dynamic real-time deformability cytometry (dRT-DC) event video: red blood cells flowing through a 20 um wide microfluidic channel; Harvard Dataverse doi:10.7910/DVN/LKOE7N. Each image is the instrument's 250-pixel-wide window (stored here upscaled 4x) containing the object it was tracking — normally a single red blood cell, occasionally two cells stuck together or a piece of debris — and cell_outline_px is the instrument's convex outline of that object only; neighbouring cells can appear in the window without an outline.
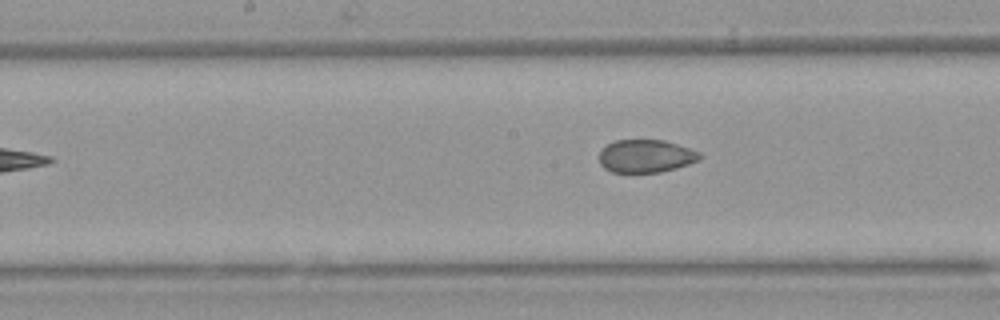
{"species": "Egyptian fruit bat (a non-hibernating species)", "species_latin": "Rousettus aegyptiacus", "temperature_condition": "warm", "stored_images_in_passage": 7, "camera_frame_rate_fps": 3000, "um_per_image_px": 0.085, "animal": {"sex": "female"}, "frame": {"image": 1, "passage_image": 7, "time_ms": 7.0, "image_size_px": [1000, 320], "cell_outline_px": [[704, 156], [700, 160], [676, 168], [660, 172], [612, 172], [604, 168], [600, 164], [600, 152], [608, 144], [616, 140], [664, 140], [700, 152]], "centroid_in_image_um": [54.92, 13.27], "position_along_channel_um": 193.3, "area_um2": 19.19}}